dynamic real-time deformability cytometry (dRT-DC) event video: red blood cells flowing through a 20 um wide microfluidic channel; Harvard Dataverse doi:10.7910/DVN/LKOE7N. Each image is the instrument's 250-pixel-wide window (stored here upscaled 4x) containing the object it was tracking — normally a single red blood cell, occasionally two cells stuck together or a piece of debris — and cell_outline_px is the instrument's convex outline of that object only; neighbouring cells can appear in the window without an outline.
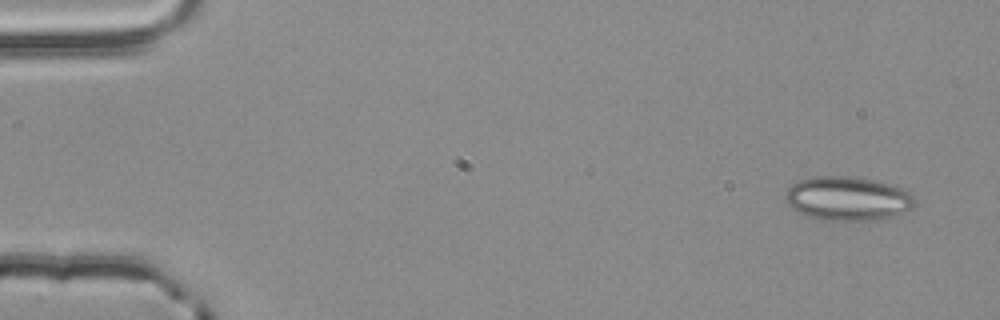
{"species": "common noctule bat (a hibernating species)", "species_latin": "Nyctalus noctula", "temperature_condition": "room temperature", "stored_images_in_passage": 6, "camera_frame_rate_fps": 3000, "um_per_image_px": 0.085, "animal": {"sex": "male", "body_mass_g": 20.4}, "frame": {"image": 1, "passage_image": 1, "time_ms": 0.0, "image_size_px": [1000, 320], "cell_outline_px": [[916, 204], [912, 208], [896, 216], [876, 220], [820, 220], [804, 216], [792, 208], [788, 204], [784, 196], [788, 188], [796, 180], [812, 176], [848, 176], [880, 180], [896, 184], [916, 196]], "centroid_in_image_um": [72.09, 16.86], "position_along_channel_um": 12.9, "area_um2": 34.1}}
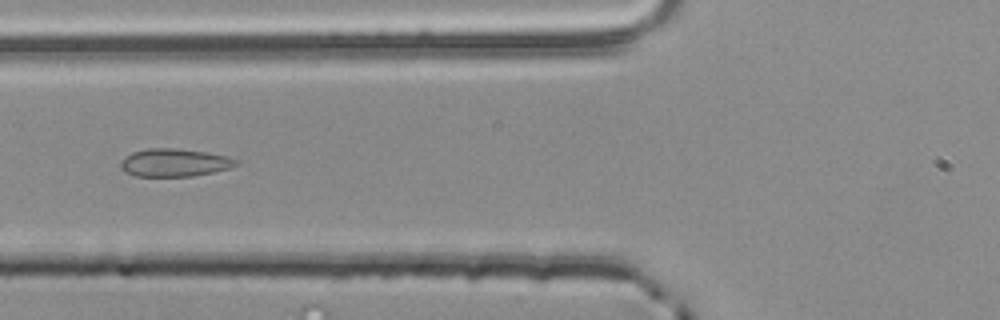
{"frame": {"image": 2, "passage_image": 5, "time_ms": 1.333, "image_size_px": [1000, 320], "cell_outline_px": [[240, 164], [228, 168], [212, 172], [192, 176], [136, 176], [124, 172], [120, 168], [120, 164], [124, 156], [132, 152], [148, 148], [176, 148], [208, 152], [240, 160]], "centroid_in_image_um": [14.8, 13.82], "position_along_channel_um": 111.0, "area_um2": 18.84}}
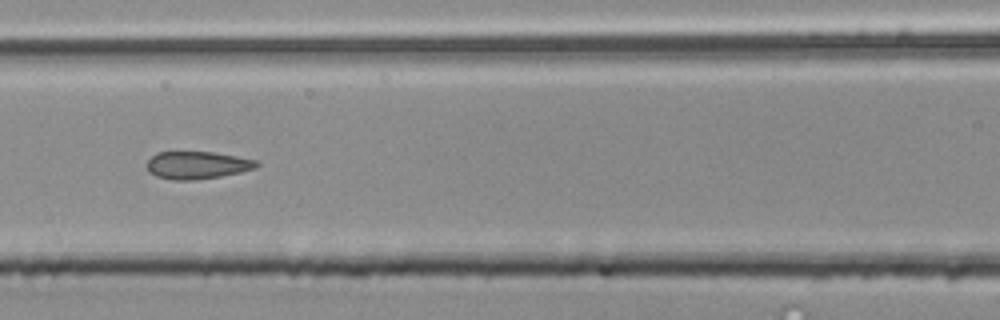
{"frame": {"image": 3, "passage_image": 6, "time_ms": 1.667, "image_size_px": [1000, 320], "cell_outline_px": [[260, 164], [256, 168], [240, 172], [220, 176], [196, 180], [172, 180], [156, 176], [148, 172], [148, 160], [156, 152], [212, 152], [236, 156], [256, 160]], "centroid_in_image_um": [16.76, 14.04], "position_along_channel_um": 149.8, "area_um2": 17.57}}